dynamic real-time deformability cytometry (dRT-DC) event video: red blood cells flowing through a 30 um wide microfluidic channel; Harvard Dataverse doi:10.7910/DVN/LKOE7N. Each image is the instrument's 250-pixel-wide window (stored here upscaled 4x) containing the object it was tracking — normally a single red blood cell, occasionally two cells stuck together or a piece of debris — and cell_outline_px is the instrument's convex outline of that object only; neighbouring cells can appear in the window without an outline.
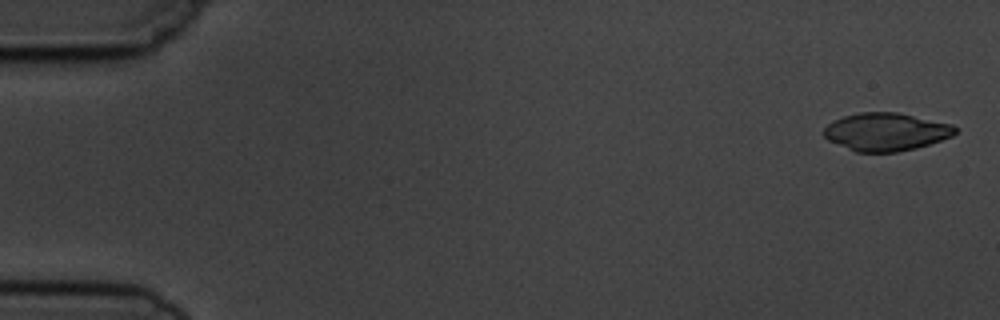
{"species": "common noctule bat (a hibernating species)", "species_latin": "Nyctalus noctula", "temperature_condition": "cold", "stored_images_in_passage": 4, "camera_frame_rate_fps": 3000, "um_per_image_px": 0.085, "animal": {"sex": "male", "body_mass_g": 19.5, "forearm_length_mm": 54.6}, "frame": {"image": 1, "passage_image": 1, "time_ms": 0.0, "image_size_px": [1000, 320], "cell_outline_px": [[956, 132], [952, 136], [916, 148], [896, 152], [856, 152], [828, 140], [824, 136], [824, 128], [832, 120], [844, 116], [860, 112], [896, 112], [952, 124], [956, 128]], "centroid_in_image_um": [75.28, 11.2], "position_along_channel_um": 9.7, "area_um2": 28.84}}